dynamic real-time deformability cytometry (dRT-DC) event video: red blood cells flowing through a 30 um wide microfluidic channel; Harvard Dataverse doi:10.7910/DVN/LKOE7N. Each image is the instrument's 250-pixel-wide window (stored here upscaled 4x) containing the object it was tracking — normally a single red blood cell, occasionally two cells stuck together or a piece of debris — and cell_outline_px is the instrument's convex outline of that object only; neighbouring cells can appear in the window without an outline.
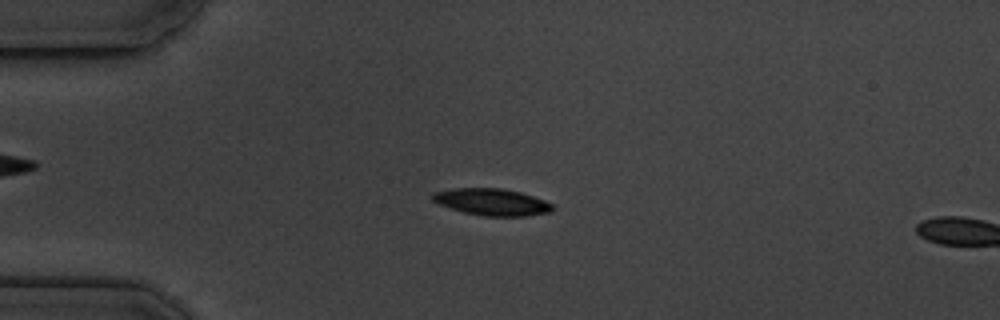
{"species": "common noctule bat (a hibernating species)", "species_latin": "Nyctalus noctula", "temperature_condition": "cold", "stored_images_in_passage": 5, "camera_frame_rate_fps": 3000, "um_per_image_px": 0.085, "animal": {"sex": "male", "body_mass_g": 19.5, "forearm_length_mm": 54.6}, "frame": {"image": 1, "passage_image": 4, "time_ms": 3.333, "image_size_px": [1000, 320], "cell_outline_px": [[552, 208], [548, 212], [524, 216], [484, 216], [464, 212], [440, 204], [432, 200], [432, 192], [452, 188], [504, 188], [520, 192], [544, 200], [552, 204]], "centroid_in_image_um": [41.77, 17.15], "position_along_channel_um": 43.2, "area_um2": 18.55}}